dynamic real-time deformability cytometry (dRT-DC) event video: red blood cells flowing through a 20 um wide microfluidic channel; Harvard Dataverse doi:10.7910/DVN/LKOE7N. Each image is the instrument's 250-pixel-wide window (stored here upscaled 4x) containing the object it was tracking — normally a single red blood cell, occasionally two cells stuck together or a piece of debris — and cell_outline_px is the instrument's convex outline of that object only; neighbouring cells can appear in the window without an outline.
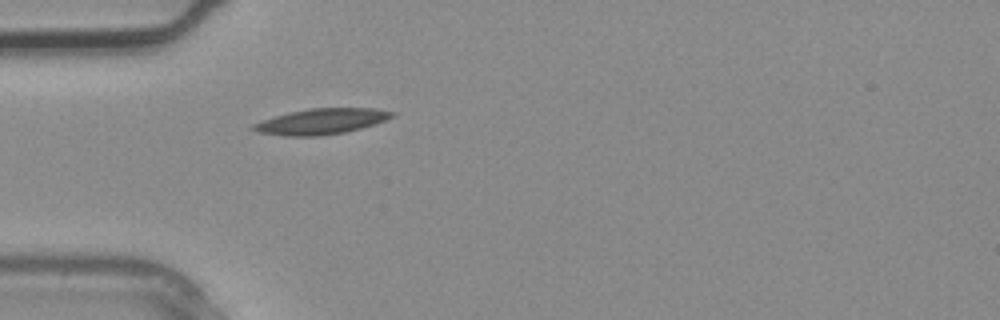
{"species": "common noctule bat (a hibernating species)", "species_latin": "Nyctalus noctula", "temperature_condition": "warm", "stored_images_in_passage": 2, "camera_frame_rate_fps": 3000, "um_per_image_px": 0.085, "animal": {"sex": "male", "body_mass_g": 20.4}, "frame": {"image": 1, "passage_image": 2, "time_ms": 0.333, "image_size_px": [1000, 320], "cell_outline_px": [[396, 116], [360, 128], [344, 132], [320, 136], [284, 136], [256, 132], [248, 128], [252, 124], [288, 112], [312, 108], [372, 108], [396, 112]], "centroid_in_image_um": [27.27, 10.32], "position_along_channel_um": 57.7, "area_um2": 20.69}}